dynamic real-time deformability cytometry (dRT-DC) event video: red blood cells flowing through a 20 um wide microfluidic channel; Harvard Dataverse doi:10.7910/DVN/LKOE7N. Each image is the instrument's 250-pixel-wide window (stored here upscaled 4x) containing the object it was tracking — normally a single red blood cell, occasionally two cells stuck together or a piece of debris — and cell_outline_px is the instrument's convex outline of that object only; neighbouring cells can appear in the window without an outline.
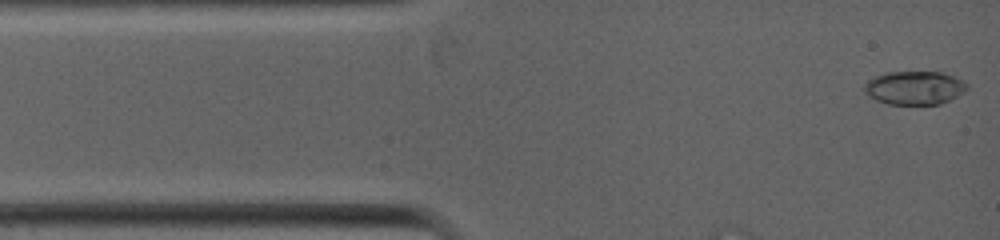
{"species": "common noctule bat (a hibernating species)", "species_latin": "Nyctalus noctula", "temperature_condition": "warm", "stored_images_in_passage": 38, "camera_frame_rate_fps": 5000, "um_per_image_px": 0.085, "animal": {"sex": "female", "body_mass_g": 19.0, "forearm_length_mm": 53.3}, "frame": {"image": 1, "passage_image": 1, "time_ms": 0.0, "image_size_px": [1000, 240], "cell_outline_px": [[968, 88], [964, 92], [940, 104], [888, 104], [876, 100], [868, 96], [864, 92], [864, 84], [868, 80], [876, 76], [888, 72], [940, 72], [952, 76], [968, 84]], "centroid_in_image_um": [77.7, 7.47], "position_along_channel_um": 7.3, "area_um2": 19.88}}